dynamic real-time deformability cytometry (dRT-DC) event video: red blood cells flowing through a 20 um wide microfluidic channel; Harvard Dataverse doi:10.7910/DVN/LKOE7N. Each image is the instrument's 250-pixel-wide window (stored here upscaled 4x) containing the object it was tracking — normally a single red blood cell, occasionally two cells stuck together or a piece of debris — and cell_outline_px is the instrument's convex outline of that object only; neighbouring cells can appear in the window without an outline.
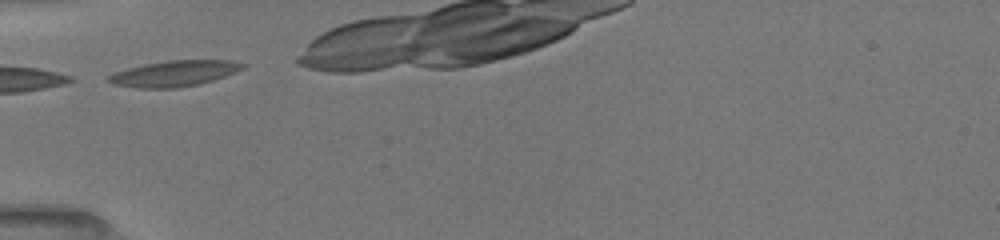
{"species": "common noctule bat (a hibernating species)", "species_latin": "Nyctalus noctula", "temperature_condition": "room temperature", "stored_images_in_passage": 36, "camera_frame_rate_fps": 3000, "um_per_image_px": 0.085, "animal": {"sex": "female", "body_mass_g": 19.5, "forearm_length_mm": 54.1}, "frame": {"image": 1, "passage_image": 1, "time_ms": 0.0, "image_size_px": [1000, 240], "cell_outline_px": [[248, 64], [244, 68], [236, 72], [200, 84], [176, 88], [136, 88], [112, 84], [104, 80], [108, 76], [116, 72], [128, 68], [144, 64], [168, 60], [232, 60]], "centroid_in_image_um": [14.81, 6.25], "position_along_channel_um": 70.2, "area_um2": 20.35}}